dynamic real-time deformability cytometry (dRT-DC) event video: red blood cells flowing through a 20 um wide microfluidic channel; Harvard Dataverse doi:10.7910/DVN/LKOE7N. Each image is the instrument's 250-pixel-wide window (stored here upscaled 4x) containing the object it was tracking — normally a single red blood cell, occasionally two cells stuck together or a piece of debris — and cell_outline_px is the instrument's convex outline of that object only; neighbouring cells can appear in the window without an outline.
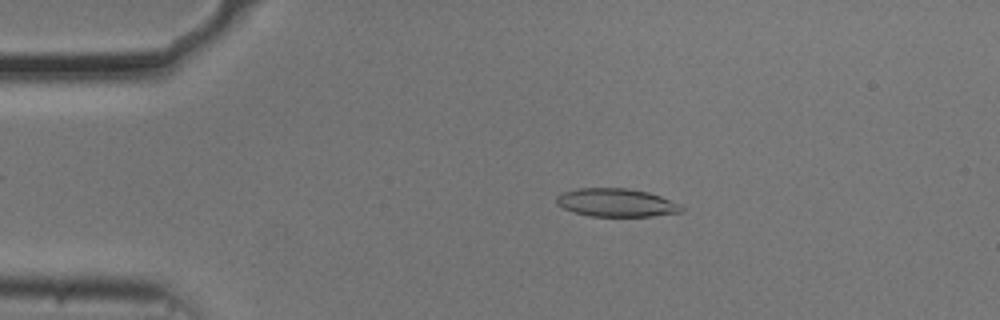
{"species": "common noctule bat (a hibernating species)", "species_latin": "Nyctalus noctula", "temperature_condition": "cold", "stored_images_in_passage": 51, "camera_frame_rate_fps": 3000, "um_per_image_px": 0.085, "animal": {"sex": "male", "body_mass_g": 20.5, "forearm_length_mm": 52.5}, "frame": {"image": 1, "passage_image": 11, "time_ms": 3.333, "image_size_px": [1000, 320], "cell_outline_px": [[684, 212], [652, 216], [588, 216], [564, 208], [556, 204], [556, 196], [564, 192], [576, 188], [624, 188], [648, 192], [660, 196], [680, 204], [684, 208]], "centroid_in_image_um": [52.4, 17.22], "position_along_channel_um": 32.6, "area_um2": 20.52}}
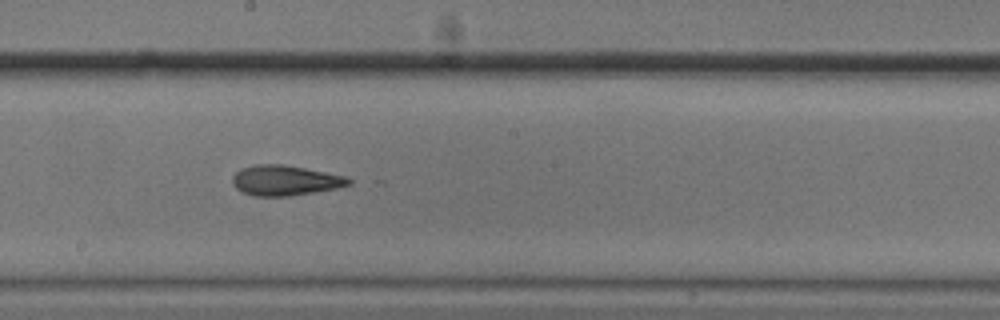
{"frame": {"image": 2, "passage_image": 30, "time_ms": 9.667, "image_size_px": [1000, 320], "cell_outline_px": [[352, 184], [336, 188], [288, 196], [252, 196], [236, 188], [232, 184], [232, 176], [240, 168], [256, 164], [284, 164], [344, 176], [352, 180]], "centroid_in_image_um": [24.19, 15.33], "position_along_channel_um": 224.0, "area_um2": 20.35}}
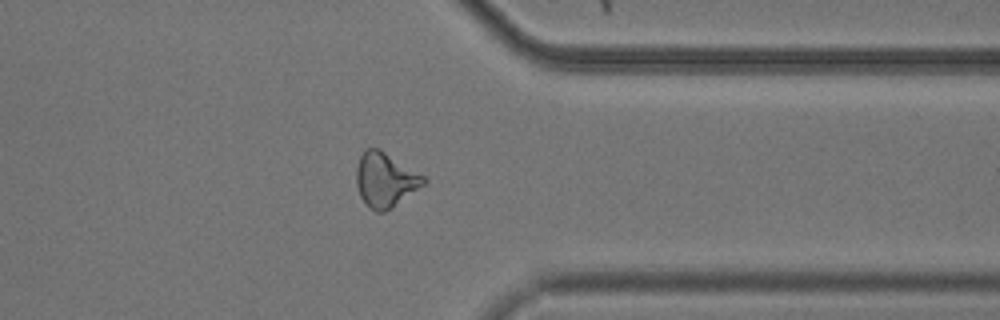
{"frame": {"image": 3, "passage_image": 43, "time_ms": 14.0, "image_size_px": [1000, 320], "cell_outline_px": [[428, 180], [424, 184], [392, 208], [384, 212], [376, 212], [368, 208], [360, 196], [356, 184], [356, 168], [360, 156], [364, 148], [380, 148], [424, 176]], "centroid_in_image_um": [32.72, 15.28], "position_along_channel_um": 378.7, "area_um2": 21.44}, "authors_computed_cell_mechanics": {"area_um2": 20.4034, "velocity_mm_per_s": 3.7106, "shape_relaxation_time_tau1_ms": 5.2715, "shape_relaxation_time_tau2_ms": 3.2967, "deformation_change_tau1": 0.1825, "deformation_change_tau2": 0.1176}}